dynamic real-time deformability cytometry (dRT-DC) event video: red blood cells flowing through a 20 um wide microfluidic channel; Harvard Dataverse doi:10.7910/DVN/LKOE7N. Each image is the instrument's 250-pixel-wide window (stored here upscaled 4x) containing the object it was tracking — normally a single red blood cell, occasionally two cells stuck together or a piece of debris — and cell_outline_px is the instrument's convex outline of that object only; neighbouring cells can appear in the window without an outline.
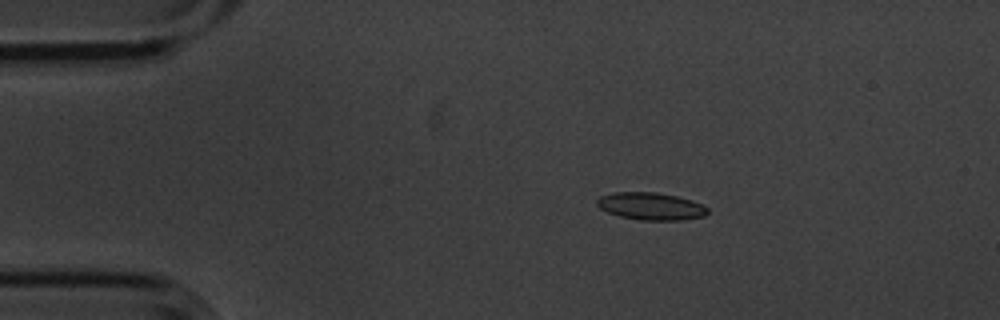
{"species": "common noctule bat (a hibernating species)", "species_latin": "Nyctalus noctula", "temperature_condition": "cold", "stored_images_in_passage": 11, "camera_frame_rate_fps": 3000, "um_per_image_px": 0.085, "animal": {"sex": "male", "body_mass_g": 20.1, "forearm_length_mm": 53.5}, "frame": {"image": 1, "passage_image": 3, "time_ms": 0.667, "image_size_px": [1000, 320], "cell_outline_px": [[708, 212], [704, 216], [680, 220], [640, 220], [620, 216], [608, 212], [600, 208], [596, 204], [596, 200], [600, 196], [616, 192], [656, 192], [676, 196], [692, 200], [708, 208]], "centroid_in_image_um": [55.31, 17.53], "position_along_channel_um": 29.7, "area_um2": 17.57}}
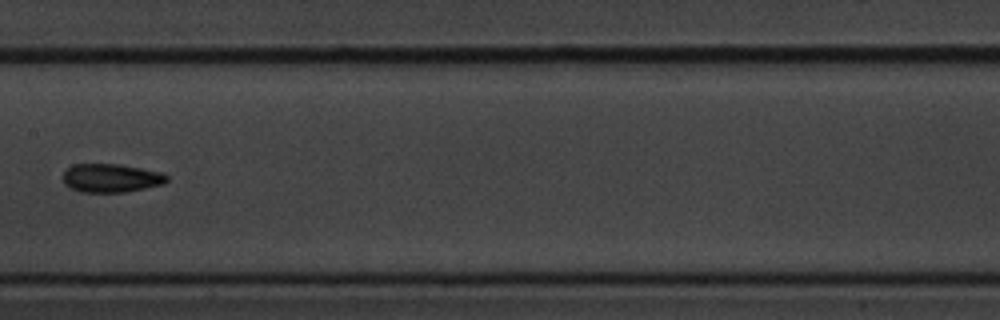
{"frame": {"image": 2, "passage_image": 8, "time_ms": 2.333, "image_size_px": [1000, 320], "cell_outline_px": [[168, 180], [164, 184], [124, 192], [80, 192], [64, 184], [64, 172], [72, 164], [120, 164], [160, 172], [168, 176]], "centroid_in_image_um": [9.44, 15.13], "position_along_channel_um": 198.0, "area_um2": 17.17}}
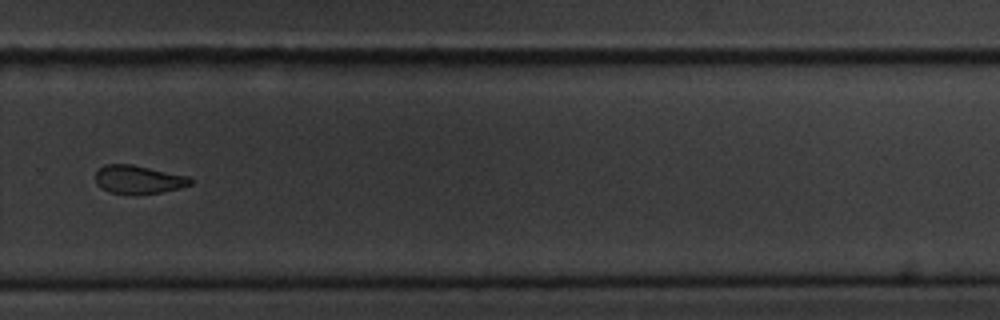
{"frame": {"image": 3, "passage_image": 11, "time_ms": 3.333, "image_size_px": [1000, 320], "cell_outline_px": [[192, 184], [180, 188], [160, 192], [108, 192], [100, 188], [96, 184], [96, 172], [104, 164], [132, 164], [188, 176], [192, 180]], "centroid_in_image_um": [11.75, 15.22], "position_along_channel_um": 318.0, "area_um2": 15.26}}